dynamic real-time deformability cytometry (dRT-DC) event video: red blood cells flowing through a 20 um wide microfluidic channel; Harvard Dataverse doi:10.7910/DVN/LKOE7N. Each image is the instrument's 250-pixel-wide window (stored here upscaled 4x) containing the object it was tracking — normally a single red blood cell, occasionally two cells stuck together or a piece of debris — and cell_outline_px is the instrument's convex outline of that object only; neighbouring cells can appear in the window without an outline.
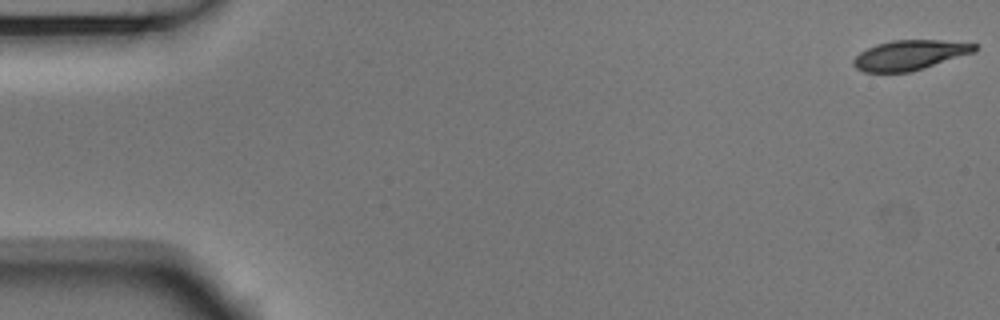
{"species": "Egyptian fruit bat (a non-hibernating species)", "species_latin": "Rousettus aegyptiacus", "temperature_condition": "room temperature", "stored_images_in_passage": 54, "camera_frame_rate_fps": 3000, "um_per_image_px": 0.085, "animal": {"sex": "male"}, "frame": {"image": 1, "passage_image": 1, "time_ms": 0.0, "image_size_px": [1000, 320], "cell_outline_px": [[980, 48], [976, 52], [924, 68], [908, 72], [864, 72], [856, 68], [852, 64], [852, 60], [860, 52], [876, 44], [892, 40], [940, 40], [976, 44]], "centroid_in_image_um": [77.34, 4.68], "position_along_channel_um": 7.7, "area_um2": 21.15}}
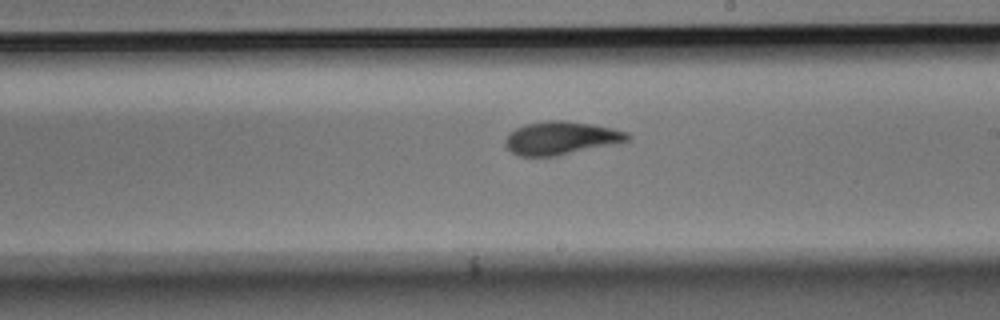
{"frame": {"image": 2, "passage_image": 31, "time_ms": 10.0, "image_size_px": [1000, 320], "cell_outline_px": [[632, 136], [628, 140], [556, 156], [520, 156], [512, 152], [504, 144], [504, 140], [508, 132], [524, 124], [548, 120], [564, 120], [612, 128], [628, 132]], "centroid_in_image_um": [47.62, 11.72], "position_along_channel_um": 241.4, "area_um2": 23.35}}
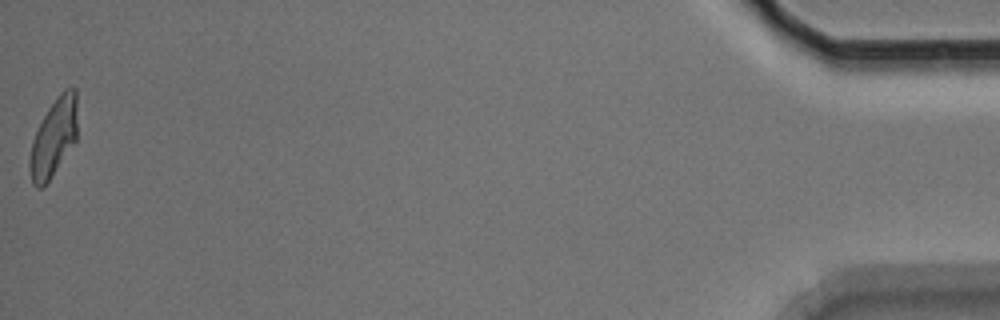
{"frame": {"image": 3, "passage_image": 54, "time_ms": 17.667, "image_size_px": [1000, 320], "cell_outline_px": [[76, 140], [48, 180], [40, 188], [36, 188], [32, 184], [28, 164], [28, 160], [32, 140], [48, 108], [60, 92], [64, 88], [76, 88]], "centroid_in_image_um": [4.54, 11.68], "position_along_channel_um": 430.7, "area_um2": 21.27}, "authors_computed_cell_mechanics": {"area_um2": 22.5709, "velocity_mm_per_s": 3.7294, "shape_relaxation_time_tau1_ms": 3.426, "shape_relaxation_time_tau2_ms": 1.8793, "deformation_change_tau1": 0.1432, "deformation_change_tau2": 0.0612}}